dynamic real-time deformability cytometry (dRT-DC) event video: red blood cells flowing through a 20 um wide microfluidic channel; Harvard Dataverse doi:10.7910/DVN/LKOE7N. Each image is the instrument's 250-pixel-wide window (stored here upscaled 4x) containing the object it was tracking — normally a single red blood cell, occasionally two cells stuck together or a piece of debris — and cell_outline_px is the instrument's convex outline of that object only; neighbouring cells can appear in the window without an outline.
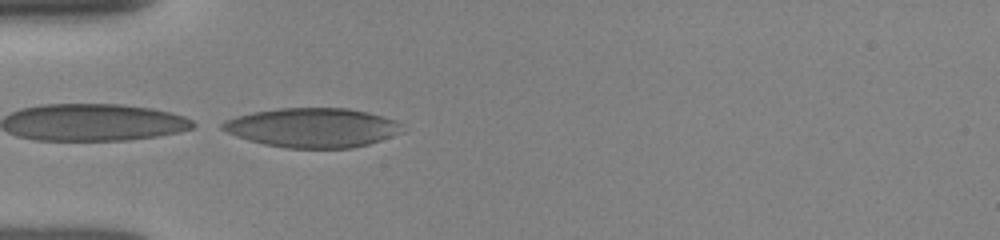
{"species": "human", "species_latin": "Homo sapiens", "temperature_condition": "room temperature", "stored_images_in_passage": 5, "camera_frame_rate_fps": 3000, "um_per_image_px": 0.085, "donor": {"sex": "female"}, "frame": {"image": 1, "passage_image": 2, "time_ms": 0.667, "image_size_px": [1000, 240], "cell_outline_px": [[404, 132], [368, 144], [352, 148], [284, 148], [264, 144], [248, 140], [236, 136], [220, 128], [220, 124], [224, 120], [236, 116], [252, 112], [280, 108], [348, 108], [368, 112], [396, 120], [400, 124]], "centroid_in_image_um": [26.55, 10.85], "position_along_channel_um": 58.5, "area_um2": 41.38}}
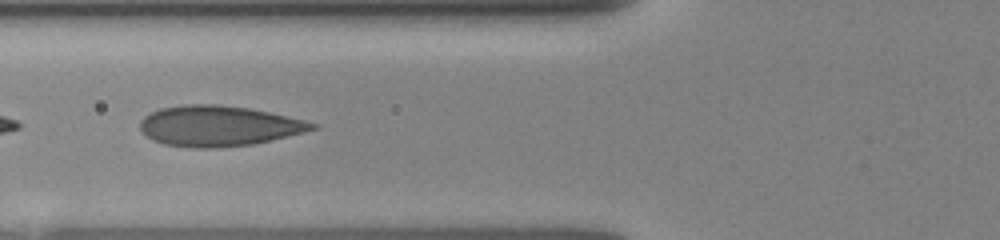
{"frame": {"image": 2, "passage_image": 4, "time_ms": 2.0, "image_size_px": [1000, 240], "cell_outline_px": [[320, 124], [316, 128], [252, 144], [216, 148], [192, 148], [164, 144], [152, 140], [140, 128], [140, 120], [144, 116], [160, 108], [180, 104], [216, 104], [248, 108], [268, 112], [304, 120]], "centroid_in_image_um": [18.51, 10.7], "position_along_channel_um": 107.3, "area_um2": 40.23}}